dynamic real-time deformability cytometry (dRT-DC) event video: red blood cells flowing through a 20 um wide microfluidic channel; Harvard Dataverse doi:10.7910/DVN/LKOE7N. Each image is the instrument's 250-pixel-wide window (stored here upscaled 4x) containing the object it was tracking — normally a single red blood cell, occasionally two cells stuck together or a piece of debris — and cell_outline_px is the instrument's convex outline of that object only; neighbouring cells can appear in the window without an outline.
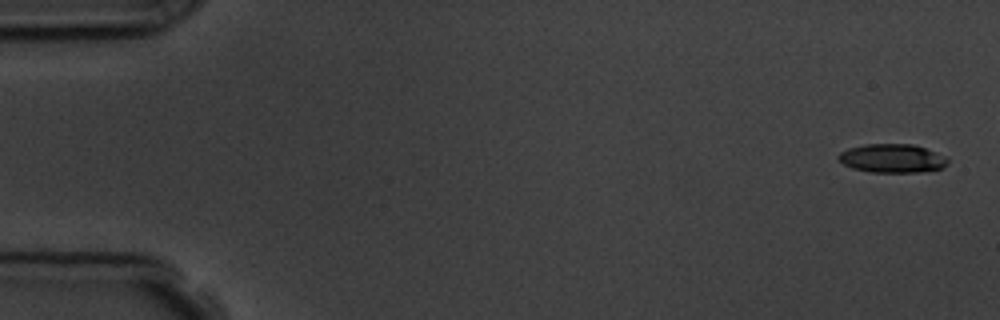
{"species": "common noctule bat (a hibernating species)", "species_latin": "Nyctalus noctula", "temperature_condition": "room temperature", "stored_images_in_passage": 5, "camera_frame_rate_fps": 3000, "um_per_image_px": 0.085, "animal": {"sex": "male", "body_mass_g": 19.5, "forearm_length_mm": 54.6}, "frame": {"image": 1, "passage_image": 1, "time_ms": 0.0, "image_size_px": [1000, 320], "cell_outline_px": [[948, 164], [944, 168], [920, 172], [868, 172], [852, 168], [844, 164], [836, 156], [840, 152], [848, 148], [864, 144], [912, 144], [948, 156]], "centroid_in_image_um": [75.86, 13.46], "position_along_channel_um": 9.1, "area_um2": 18.44}}